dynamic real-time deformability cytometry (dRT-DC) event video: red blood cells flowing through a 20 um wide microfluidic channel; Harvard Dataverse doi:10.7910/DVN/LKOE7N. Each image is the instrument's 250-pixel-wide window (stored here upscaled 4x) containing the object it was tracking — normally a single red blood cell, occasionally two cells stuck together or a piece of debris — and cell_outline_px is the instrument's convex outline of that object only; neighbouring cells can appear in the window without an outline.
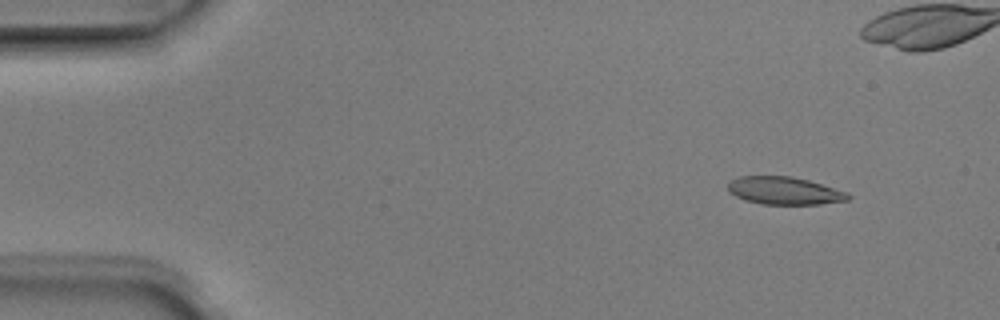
{"species": "Egyptian fruit bat (a non-hibernating species)", "species_latin": "Rousettus aegyptiacus", "temperature_condition": "room temperature", "stored_images_in_passage": 8, "camera_frame_rate_fps": 3000, "um_per_image_px": 0.085, "animal": {"sex": "male"}, "frame": {"image": 1, "passage_image": 2, "time_ms": 0.333, "image_size_px": [1000, 320], "cell_outline_px": [[852, 196], [848, 200], [820, 204], [760, 204], [744, 200], [728, 192], [728, 180], [740, 176], [792, 176], [808, 180], [848, 192]], "centroid_in_image_um": [66.65, 16.21], "position_along_channel_um": 18.4, "area_um2": 19.54}}
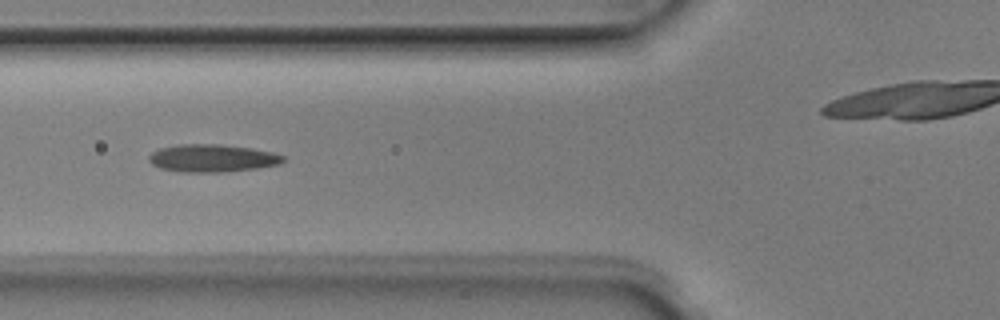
{"frame": {"image": 2, "passage_image": 6, "time_ms": 1.667, "image_size_px": [1000, 320], "cell_outline_px": [[284, 160], [280, 164], [256, 168], [224, 172], [180, 172], [160, 168], [152, 164], [148, 160], [148, 156], [152, 152], [160, 148], [176, 144], [220, 144], [252, 148], [272, 152], [284, 156]], "centroid_in_image_um": [18.01, 13.44], "position_along_channel_um": 107.8, "area_um2": 21.73}}
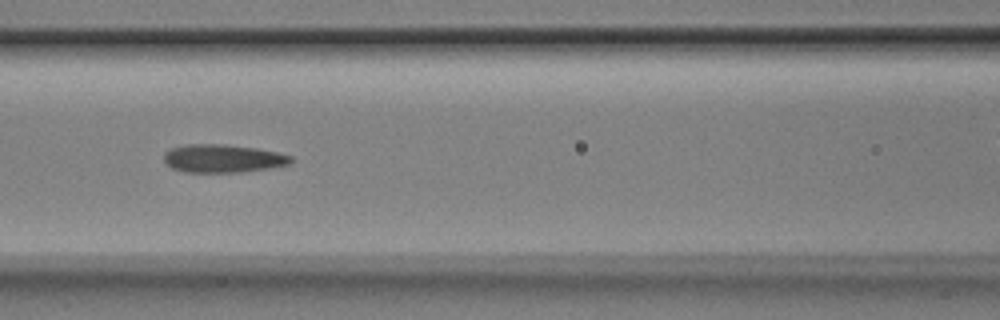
{"frame": {"image": 3, "passage_image": 7, "time_ms": 2.0, "image_size_px": [1000, 320], "cell_outline_px": [[292, 160], [288, 164], [268, 168], [244, 172], [184, 172], [172, 168], [164, 164], [164, 152], [172, 148], [188, 144], [224, 144], [256, 148], [276, 152], [292, 156]], "centroid_in_image_um": [18.9, 13.47], "position_along_channel_um": 147.7, "area_um2": 20.81}}